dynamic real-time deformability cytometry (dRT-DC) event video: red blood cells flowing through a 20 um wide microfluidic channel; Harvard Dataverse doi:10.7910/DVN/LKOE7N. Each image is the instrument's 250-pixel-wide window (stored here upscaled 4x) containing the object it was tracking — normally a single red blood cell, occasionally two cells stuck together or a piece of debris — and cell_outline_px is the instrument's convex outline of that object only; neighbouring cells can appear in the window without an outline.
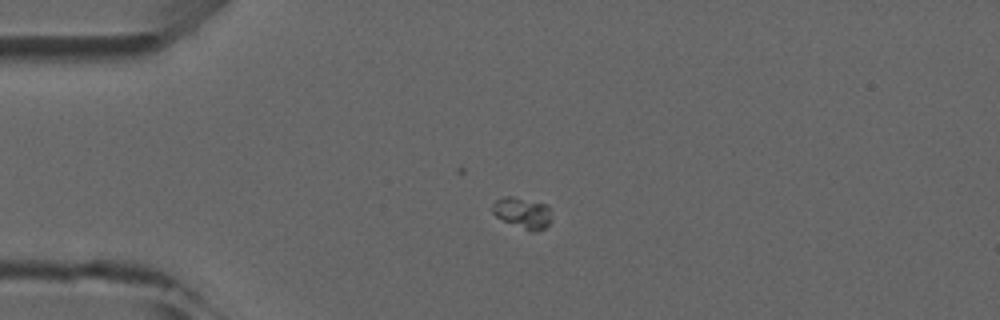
{"species": "common noctule bat (a hibernating species)", "species_latin": "Nyctalus noctula", "temperature_condition": "room temperature", "stored_images_in_passage": 7, "camera_frame_rate_fps": 3000, "um_per_image_px": 0.085, "animal": {"sex": "male", "forearm_length_mm": 52.5}, "frame": {"image": 1, "passage_image": 4, "time_ms": 3.667, "image_size_px": [1000, 320], "cell_outline_px": [[548, 224], [544, 228], [536, 232], [532, 232], [504, 220], [496, 216], [492, 212], [492, 204], [496, 200], [504, 196], [512, 196], [548, 204]], "centroid_in_image_um": [44.37, 18.07], "position_along_channel_um": 40.6, "area_um2": 10.4}}